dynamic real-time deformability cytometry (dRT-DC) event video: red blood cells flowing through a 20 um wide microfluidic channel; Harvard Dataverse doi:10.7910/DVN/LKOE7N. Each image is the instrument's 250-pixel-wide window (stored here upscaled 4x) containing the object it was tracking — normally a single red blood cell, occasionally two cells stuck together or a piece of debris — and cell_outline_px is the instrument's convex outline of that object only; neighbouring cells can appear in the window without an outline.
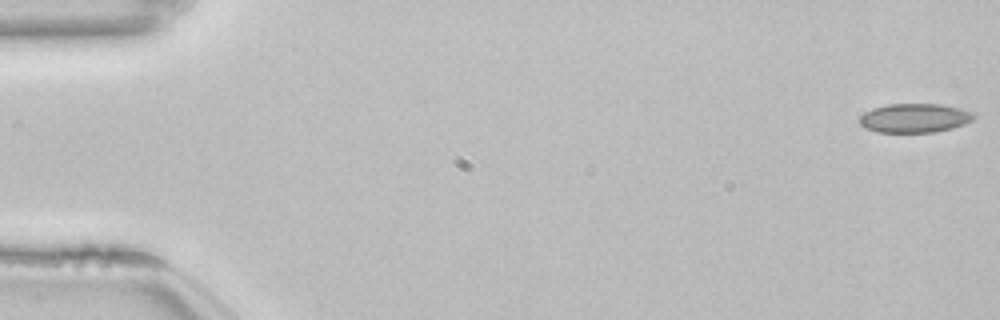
{"species": "common noctule bat (a hibernating species)", "species_latin": "Nyctalus noctula", "temperature_condition": "room temperature", "stored_images_in_passage": 54, "camera_frame_rate_fps": 3000, "um_per_image_px": 0.085, "animal": {"sex": "female", "body_mass_g": 22.7, "forearm_length_mm": 54.2}, "frame": {"image": 1, "passage_image": 1, "time_ms": 0.0, "image_size_px": [1000, 320], "cell_outline_px": [[976, 116], [972, 120], [964, 124], [952, 128], [932, 132], [876, 132], [864, 128], [860, 124], [860, 116], [864, 112], [872, 108], [888, 104], [940, 104], [960, 108], [976, 112]], "centroid_in_image_um": [77.75, 10.03], "position_along_channel_um": 7.3, "area_um2": 19.48}}
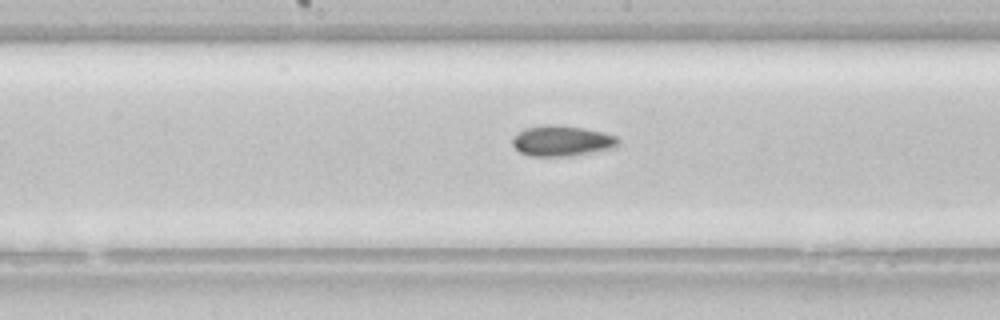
{"frame": {"image": 2, "passage_image": 28, "time_ms": 9.0, "image_size_px": [1000, 320], "cell_outline_px": [[620, 144], [612, 148], [568, 156], [528, 156], [520, 152], [512, 144], [512, 136], [516, 132], [524, 128], [544, 124], [560, 124], [584, 128], [604, 132], [616, 136], [620, 140]], "centroid_in_image_um": [47.72, 11.95], "position_along_channel_um": 200.5, "area_um2": 19.13}}
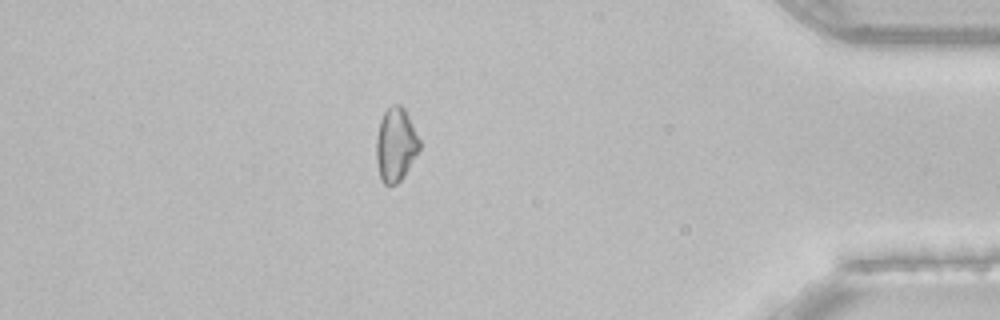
{"frame": {"image": 3, "passage_image": 47, "time_ms": 15.333, "image_size_px": [1000, 320], "cell_outline_px": [[420, 148], [404, 176], [396, 184], [384, 184], [380, 180], [376, 160], [376, 136], [380, 120], [384, 112], [392, 104], [400, 104], [404, 108], [420, 140]], "centroid_in_image_um": [33.62, 12.3], "position_along_channel_um": 401.6, "area_um2": 18.55}, "authors_computed_cell_mechanics": {"area_um2": 18.8428, "velocity_mm_per_s": 3.8491, "shape_relaxation_time_tau1_ms": null, "shape_relaxation_time_tau2_ms": 6.28, "deformation_change_tau1": null, "deformation_change_tau2": 0.1131}}